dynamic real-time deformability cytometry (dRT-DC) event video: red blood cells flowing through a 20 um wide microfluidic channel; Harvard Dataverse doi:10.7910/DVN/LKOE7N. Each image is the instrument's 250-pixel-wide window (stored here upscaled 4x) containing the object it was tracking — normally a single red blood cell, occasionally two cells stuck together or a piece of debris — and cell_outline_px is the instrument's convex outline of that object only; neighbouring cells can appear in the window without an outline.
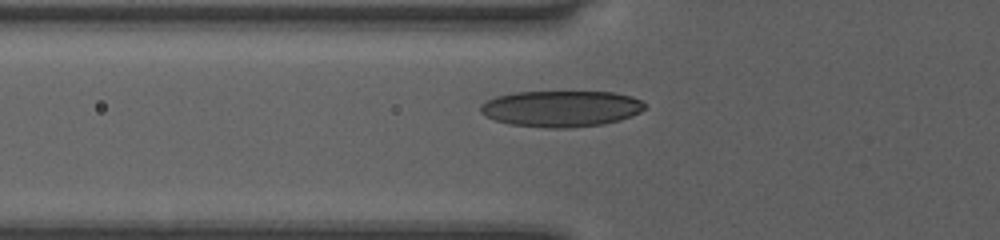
{"species": "human", "species_latin": "Homo sapiens", "temperature_condition": "room temperature", "stored_images_in_passage": 33, "camera_frame_rate_fps": 3000, "um_per_image_px": 0.085, "donor": {"sex": "female"}, "frame": {"image": 1, "passage_image": 2, "time_ms": 0.333, "image_size_px": [1000, 240], "cell_outline_px": [[644, 108], [640, 112], [632, 116], [620, 120], [604, 124], [568, 128], [548, 128], [508, 124], [484, 116], [480, 112], [480, 104], [496, 96], [512, 92], [616, 92], [632, 96], [640, 100], [644, 104]], "centroid_in_image_um": [47.68, 9.23], "position_along_channel_um": 78.1, "area_um2": 34.85}}
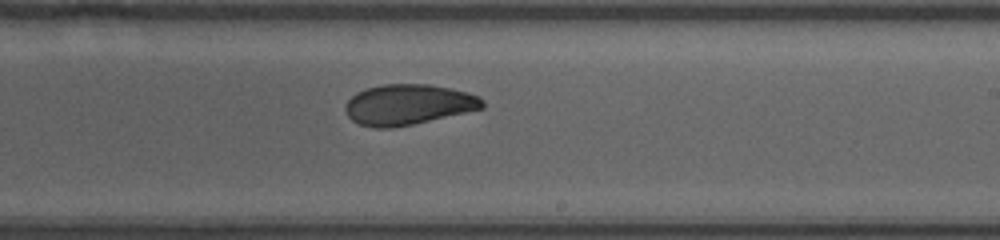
{"frame": {"image": 2, "passage_image": 15, "time_ms": 4.667, "image_size_px": [1000, 240], "cell_outline_px": [[484, 108], [412, 124], [392, 128], [372, 128], [360, 124], [352, 120], [348, 116], [344, 108], [344, 104], [356, 92], [368, 88], [384, 84], [428, 84], [468, 92], [480, 96], [484, 100]], "centroid_in_image_um": [34.68, 8.89], "position_along_channel_um": 254.3, "area_um2": 32.31}}
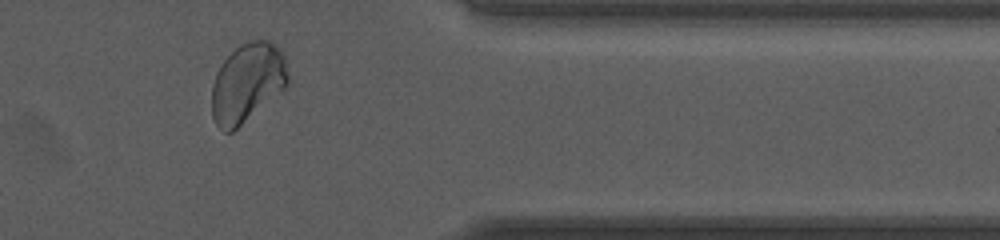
{"frame": {"image": 3, "passage_image": 26, "time_ms": 8.333, "image_size_px": [1000, 240], "cell_outline_px": [[288, 84], [284, 88], [232, 132], [224, 132], [216, 124], [212, 116], [212, 84], [216, 72], [224, 60], [240, 44], [248, 40], [272, 40], [284, 52], [288, 76]], "centroid_in_image_um": [21.02, 6.99], "position_along_channel_um": 390.4, "area_um2": 35.03}}